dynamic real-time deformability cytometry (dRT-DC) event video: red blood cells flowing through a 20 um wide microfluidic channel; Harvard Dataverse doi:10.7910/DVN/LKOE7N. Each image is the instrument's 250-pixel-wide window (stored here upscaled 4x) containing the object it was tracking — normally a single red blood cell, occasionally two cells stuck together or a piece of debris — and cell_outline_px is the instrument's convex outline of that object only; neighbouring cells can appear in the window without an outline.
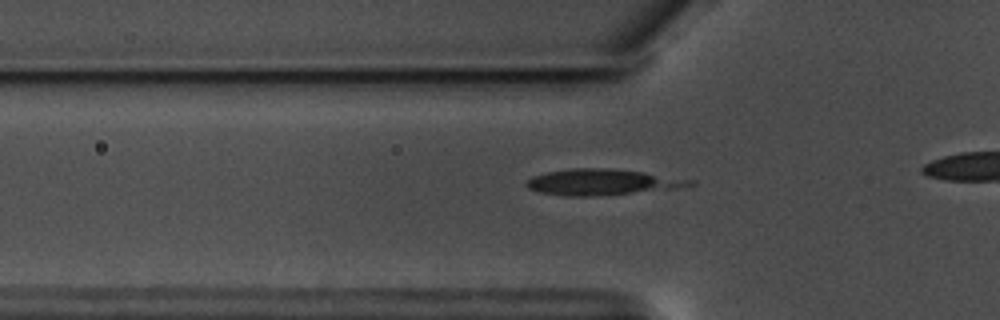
{"species": "common noctule bat (a hibernating species)", "species_latin": "Nyctalus noctula", "temperature_condition": "warm", "stored_images_in_passage": 39, "camera_frame_rate_fps": 3000, "um_per_image_px": 0.085, "animal": {"sex": "male", "body_mass_g": 17.5, "forearm_length_mm": 52.3}, "frame": {"image": 1, "passage_image": 11, "time_ms": 3.333, "image_size_px": [1000, 320], "cell_outline_px": [[696, 184], [672, 188], [592, 196], [564, 196], [540, 192], [528, 188], [524, 184], [532, 176], [548, 172], [572, 168], [608, 168], [644, 172], [696, 180]], "centroid_in_image_um": [51.13, 15.47], "position_along_channel_um": 74.7, "area_um2": 24.33}}
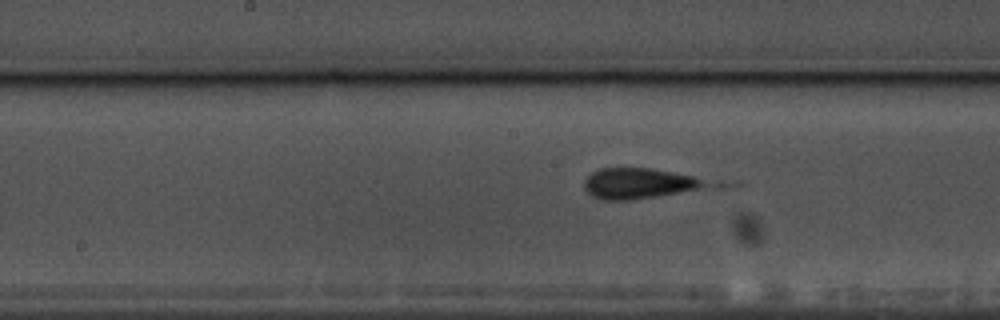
{"frame": {"image": 2, "passage_image": 21, "time_ms": 6.667, "image_size_px": [1000, 320], "cell_outline_px": [[744, 184], [740, 188], [632, 200], [600, 200], [592, 196], [584, 188], [584, 180], [592, 172], [600, 168], [652, 168]], "centroid_in_image_um": [55.12, 15.63], "position_along_channel_um": 193.1, "area_um2": 25.43}}
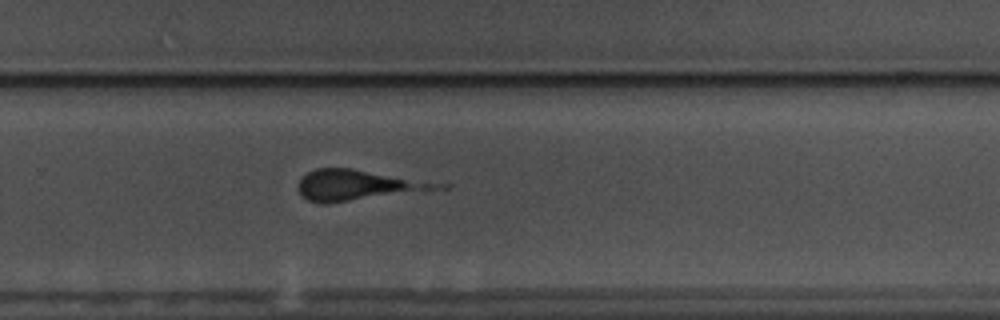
{"frame": {"image": 3, "passage_image": 30, "time_ms": 9.667, "image_size_px": [1000, 320], "cell_outline_px": [[412, 184], [408, 188], [328, 204], [320, 204], [308, 200], [296, 188], [300, 180], [308, 172], [316, 168], [352, 168], [404, 180]], "centroid_in_image_um": [29.38, 15.71], "position_along_channel_um": 300.4, "area_um2": 19.88}}